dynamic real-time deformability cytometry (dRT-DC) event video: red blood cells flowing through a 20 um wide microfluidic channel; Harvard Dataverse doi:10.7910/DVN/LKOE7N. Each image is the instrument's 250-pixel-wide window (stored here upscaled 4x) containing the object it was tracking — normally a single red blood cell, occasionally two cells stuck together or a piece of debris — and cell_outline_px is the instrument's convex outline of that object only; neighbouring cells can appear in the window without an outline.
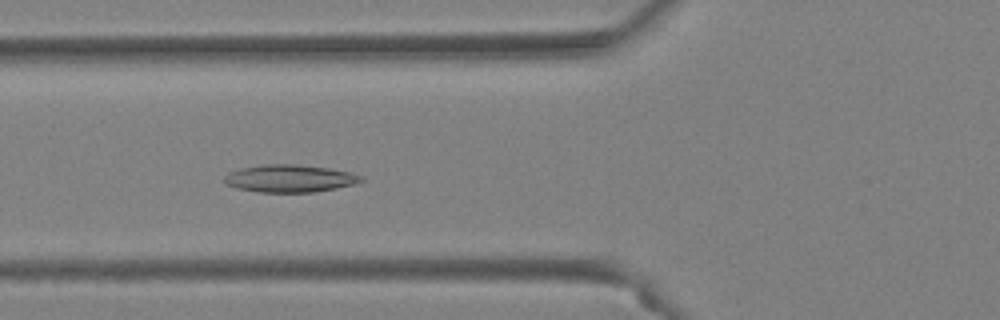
{"species": "Egyptian fruit bat (a non-hibernating species)", "species_latin": "Rousettus aegyptiacus", "temperature_condition": "warm", "stored_images_in_passage": 49, "camera_frame_rate_fps": 3000, "um_per_image_px": 0.085, "animal": {"sex": "female"}, "frame": {"image": 1, "passage_image": 19, "time_ms": 6.0, "image_size_px": [1000, 320], "cell_outline_px": [[364, 180], [352, 184], [336, 188], [312, 192], [256, 192], [236, 188], [228, 184], [224, 180], [224, 176], [228, 172], [240, 168], [264, 164], [296, 164], [328, 168], [348, 172], [364, 176]], "centroid_in_image_um": [24.59, 15.16], "position_along_channel_um": 101.2, "area_um2": 21.85}}
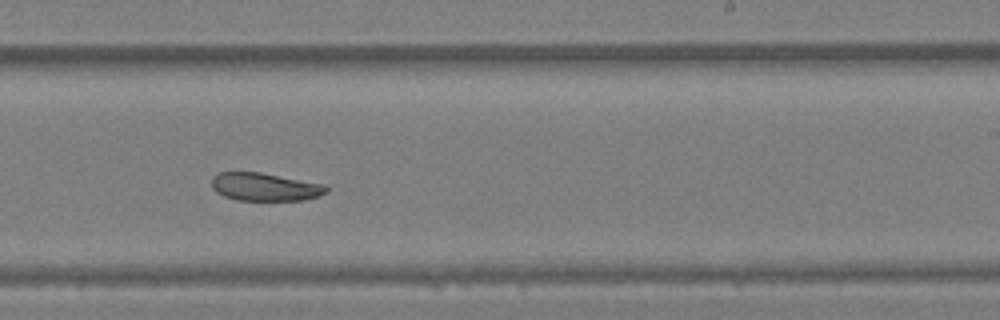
{"frame": {"image": 2, "passage_image": 31, "time_ms": 10.0, "image_size_px": [1000, 320], "cell_outline_px": [[328, 192], [320, 196], [304, 200], [236, 200], [224, 196], [216, 192], [212, 188], [212, 176], [220, 172], [260, 172], [328, 184]], "centroid_in_image_um": [22.57, 15.88], "position_along_channel_um": 266.4, "area_um2": 19.02}}
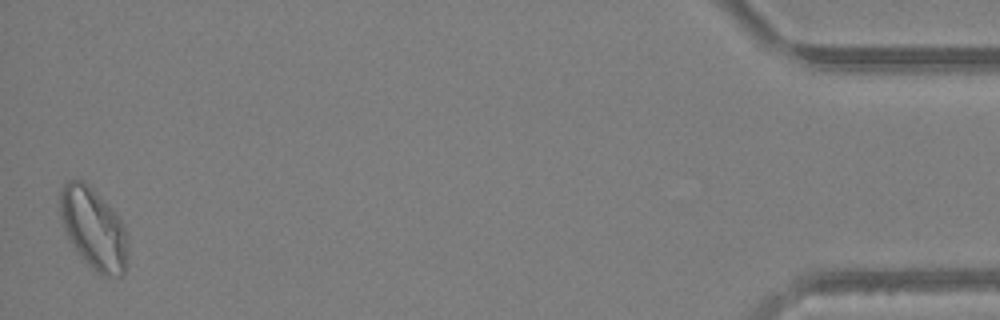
{"frame": {"image": 3, "passage_image": 49, "time_ms": 16.0, "image_size_px": [1000, 320], "cell_outline_px": [[128, 236], [124, 272], [120, 276], [104, 276], [96, 272], [80, 256], [68, 236], [64, 228], [60, 216], [60, 192], [64, 184], [68, 180], [84, 180], [120, 216], [124, 224]], "centroid_in_image_um": [7.97, 19.41], "position_along_channel_um": 427.2, "area_um2": 31.96}}